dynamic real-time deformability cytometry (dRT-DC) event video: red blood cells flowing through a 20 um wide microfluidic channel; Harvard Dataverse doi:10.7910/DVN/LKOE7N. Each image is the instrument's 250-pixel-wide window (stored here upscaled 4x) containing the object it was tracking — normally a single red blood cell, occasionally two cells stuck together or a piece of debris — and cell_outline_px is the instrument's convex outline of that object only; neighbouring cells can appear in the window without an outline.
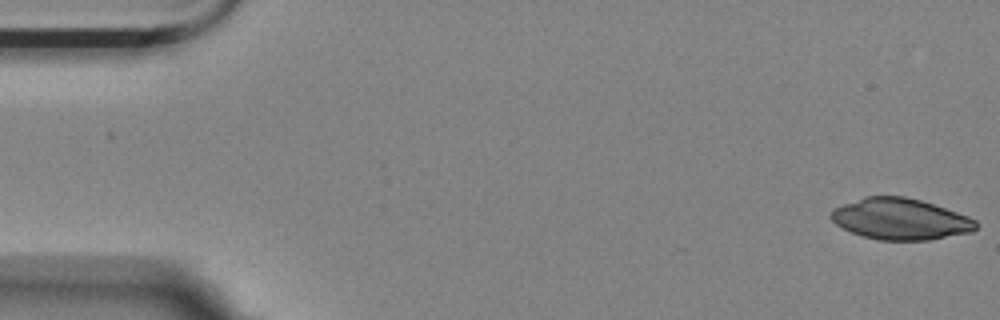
{"species": "Egyptian fruit bat (a non-hibernating species)", "species_latin": "Rousettus aegyptiacus", "temperature_condition": "room temperature", "stored_images_in_passage": 55, "camera_frame_rate_fps": 3000, "um_per_image_px": 0.085, "animal": {"sex": "female"}, "frame": {"image": 1, "passage_image": 1, "time_ms": 0.0, "image_size_px": [1000, 320], "cell_outline_px": [[980, 224], [972, 232], [928, 240], [880, 240], [864, 236], [852, 232], [836, 224], [828, 216], [832, 208], [864, 196], [904, 196], [920, 200], [968, 216], [976, 220]], "centroid_in_image_um": [76.52, 18.61], "position_along_channel_um": 8.5, "area_um2": 34.8}}